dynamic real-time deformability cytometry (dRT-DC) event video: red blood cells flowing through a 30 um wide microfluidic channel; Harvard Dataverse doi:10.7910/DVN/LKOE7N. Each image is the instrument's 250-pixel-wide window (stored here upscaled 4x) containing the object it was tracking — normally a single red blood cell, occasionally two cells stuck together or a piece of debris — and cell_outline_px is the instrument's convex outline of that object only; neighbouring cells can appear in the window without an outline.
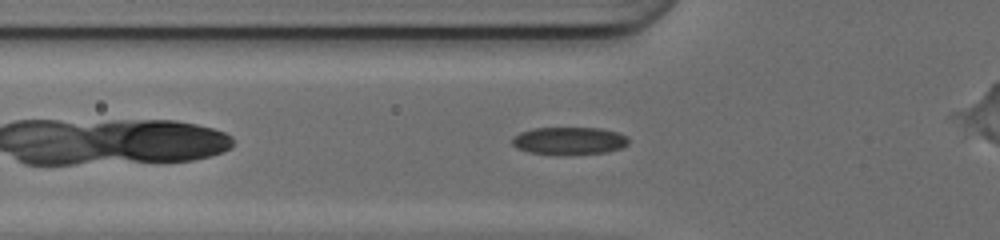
{"species": "common noctule bat (a hibernating species)", "species_latin": "Nyctalus noctula", "temperature_condition": "cold", "stored_images_in_passage": 31, "camera_frame_rate_fps": 3000, "um_per_image_px": 0.085, "animal": {"sex": "female", "body_mass_g": 17.0, "forearm_length_mm": 48.0}, "frame": {"image": 1, "passage_image": 3, "time_ms": 0.667, "image_size_px": [1000, 240], "cell_outline_px": [[628, 144], [620, 148], [608, 152], [532, 152], [516, 148], [512, 144], [512, 140], [520, 132], [532, 128], [600, 128], [620, 132], [628, 136]], "centroid_in_image_um": [48.43, 11.91], "position_along_channel_um": 77.4, "area_um2": 17.92}}
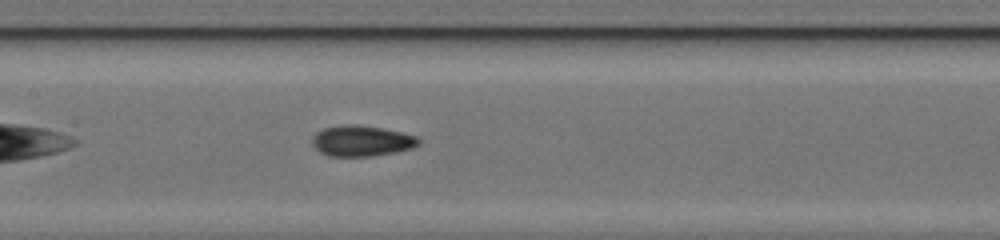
{"frame": {"image": 2, "passage_image": 10, "time_ms": 3.0, "image_size_px": [1000, 240], "cell_outline_px": [[420, 144], [412, 148], [396, 152], [368, 156], [328, 156], [320, 152], [312, 144], [312, 136], [316, 132], [324, 128], [344, 124], [356, 124], [380, 128], [400, 132], [416, 136], [420, 140]], "centroid_in_image_um": [30.71, 11.97], "position_along_channel_um": 176.7, "area_um2": 19.02}}
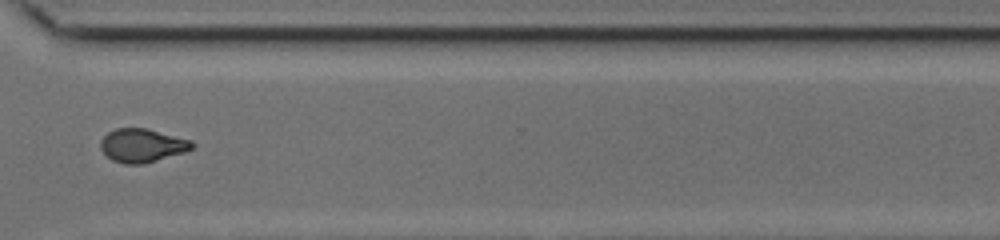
{"frame": {"image": 3, "passage_image": 23, "time_ms": 7.333, "image_size_px": [1000, 240], "cell_outline_px": [[196, 144], [192, 148], [184, 152], [144, 164], [124, 164], [112, 160], [100, 148], [100, 140], [108, 132], [116, 128], [148, 128], [192, 140]], "centroid_in_image_um": [12.1, 12.35], "position_along_channel_um": 358.5, "area_um2": 17.98}, "authors_computed_cell_mechanics": {"area_um2": 18.496, "velocity_mm_per_s": 4.2141, "shape_relaxation_time_tau1_ms": 4.4217, "shape_relaxation_time_tau2_ms": 1.9708, "deformation_change_tau1": 0.1692, "deformation_change_tau2": 0.0805}}